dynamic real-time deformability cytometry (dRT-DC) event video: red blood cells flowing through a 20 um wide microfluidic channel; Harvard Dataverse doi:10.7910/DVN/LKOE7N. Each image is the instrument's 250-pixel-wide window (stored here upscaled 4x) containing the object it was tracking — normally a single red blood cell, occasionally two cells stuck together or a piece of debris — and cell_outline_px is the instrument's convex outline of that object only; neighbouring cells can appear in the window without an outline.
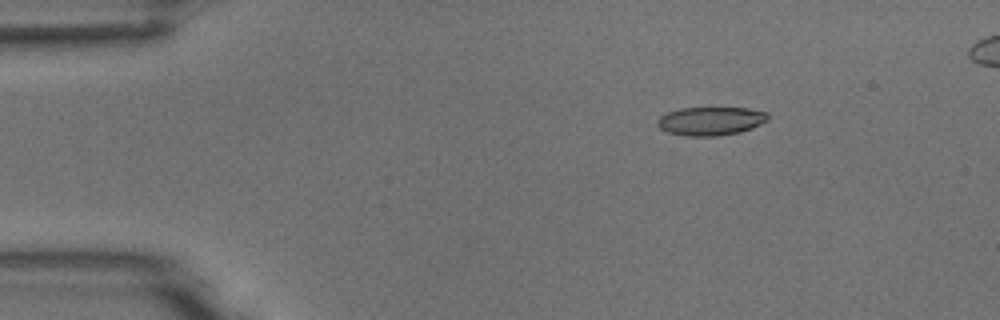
{"species": "common noctule bat (a hibernating species)", "species_latin": "Nyctalus noctula", "temperature_condition": "room temperature", "stored_images_in_passage": 6, "camera_frame_rate_fps": 3000, "um_per_image_px": 0.085, "animal": {"sex": "male", "body_mass_g": 18.8}, "frame": {"image": 1, "passage_image": 3, "time_ms": 2.333, "image_size_px": [1000, 320], "cell_outline_px": [[768, 120], [752, 128], [740, 132], [716, 136], [684, 136], [668, 132], [660, 128], [656, 124], [656, 120], [660, 116], [668, 112], [680, 108], [748, 108], [768, 112]], "centroid_in_image_um": [60.4, 10.29], "position_along_channel_um": 24.6, "area_um2": 18.44}}